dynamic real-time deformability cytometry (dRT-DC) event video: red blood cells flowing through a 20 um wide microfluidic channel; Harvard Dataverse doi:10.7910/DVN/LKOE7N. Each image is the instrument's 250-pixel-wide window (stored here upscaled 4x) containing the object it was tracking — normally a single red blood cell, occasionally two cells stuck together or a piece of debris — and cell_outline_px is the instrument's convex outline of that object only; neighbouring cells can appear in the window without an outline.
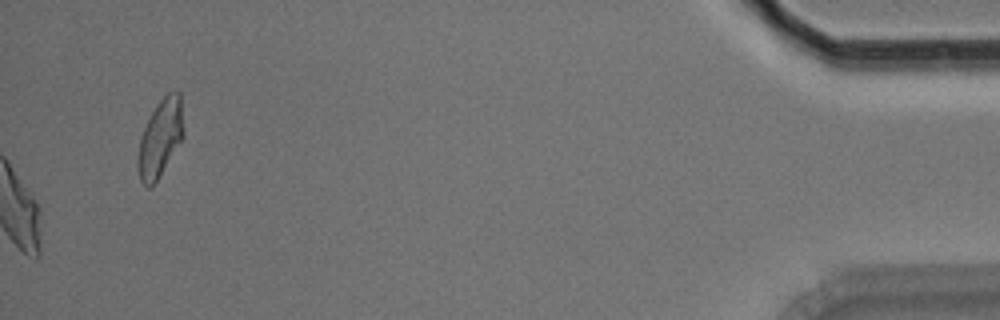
{"species": "Egyptian fruit bat (a non-hibernating species)", "species_latin": "Rousettus aegyptiacus", "temperature_condition": "room temperature", "stored_images_in_passage": 54, "camera_frame_rate_fps": 3000, "um_per_image_px": 0.085, "animal": {"sex": "male"}, "frame": {"image": 1, "passage_image": 54, "time_ms": 17.667, "image_size_px": [1000, 320], "cell_outline_px": [[184, 136], [152, 188], [148, 188], [140, 180], [136, 164], [140, 136], [156, 104], [168, 92], [180, 92], [184, 128]], "centroid_in_image_um": [13.61, 11.75], "position_along_channel_um": 421.6, "area_um2": 20.63}, "authors_computed_cell_mechanics": {"area_um2": 24.565, "velocity_mm_per_s": 3.7428, "shape_relaxation_time_tau1_ms": 5.4338, "shape_relaxation_time_tau2_ms": 3.6035, "deformation_change_tau1": 0.214, "deformation_change_tau2": 0.1321}}